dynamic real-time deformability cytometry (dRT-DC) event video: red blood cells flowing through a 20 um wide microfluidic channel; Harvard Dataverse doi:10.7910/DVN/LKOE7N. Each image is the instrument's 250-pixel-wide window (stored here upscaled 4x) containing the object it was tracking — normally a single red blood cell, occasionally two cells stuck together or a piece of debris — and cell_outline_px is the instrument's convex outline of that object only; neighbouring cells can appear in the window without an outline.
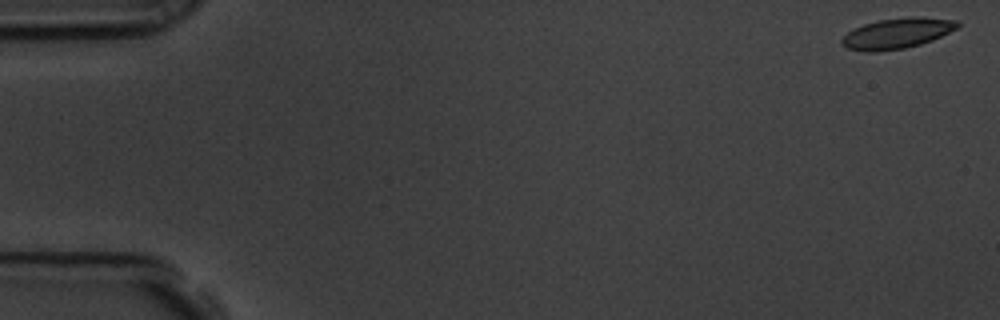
{"species": "common noctule bat (a hibernating species)", "species_latin": "Nyctalus noctula", "temperature_condition": "room temperature", "stored_images_in_passage": 11, "camera_frame_rate_fps": 3000, "um_per_image_px": 0.085, "animal": {"sex": "male", "body_mass_g": 19.5, "forearm_length_mm": 54.6}, "frame": {"image": 1, "passage_image": 1, "time_ms": 0.0, "image_size_px": [1000, 320], "cell_outline_px": [[960, 24], [956, 28], [932, 40], [920, 44], [904, 48], [876, 52], [868, 52], [848, 48], [840, 44], [840, 40], [852, 28], [864, 24], [880, 20], [912, 16], [920, 16], [956, 20]], "centroid_in_image_um": [76.21, 2.83], "position_along_channel_um": 8.8, "area_um2": 20.46}}